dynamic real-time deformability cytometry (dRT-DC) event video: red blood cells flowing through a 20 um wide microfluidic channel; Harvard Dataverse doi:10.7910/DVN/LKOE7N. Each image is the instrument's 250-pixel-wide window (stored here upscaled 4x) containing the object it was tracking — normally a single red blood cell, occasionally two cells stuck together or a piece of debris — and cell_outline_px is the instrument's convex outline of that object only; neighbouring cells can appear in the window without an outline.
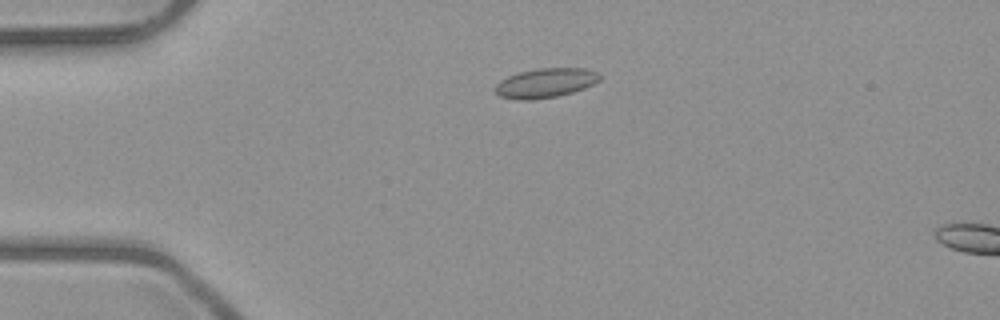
{"species": "common noctule bat (a hibernating species)", "species_latin": "Nyctalus noctula", "temperature_condition": "room temperature", "stored_images_in_passage": 4, "camera_frame_rate_fps": 3000, "um_per_image_px": 0.085, "animal": {"sex": "male", "body_mass_g": 23.1, "forearm_length_mm": 52.7}, "frame": {"image": 1, "passage_image": 3, "time_ms": 3.0, "image_size_px": [1000, 320], "cell_outline_px": [[604, 76], [600, 80], [584, 88], [572, 92], [556, 96], [532, 100], [516, 100], [500, 96], [496, 92], [496, 84], [500, 80], [508, 76], [520, 72], [540, 68], [588, 68], [600, 72]], "centroid_in_image_um": [46.42, 7.04], "position_along_channel_um": 38.6, "area_um2": 18.03}}